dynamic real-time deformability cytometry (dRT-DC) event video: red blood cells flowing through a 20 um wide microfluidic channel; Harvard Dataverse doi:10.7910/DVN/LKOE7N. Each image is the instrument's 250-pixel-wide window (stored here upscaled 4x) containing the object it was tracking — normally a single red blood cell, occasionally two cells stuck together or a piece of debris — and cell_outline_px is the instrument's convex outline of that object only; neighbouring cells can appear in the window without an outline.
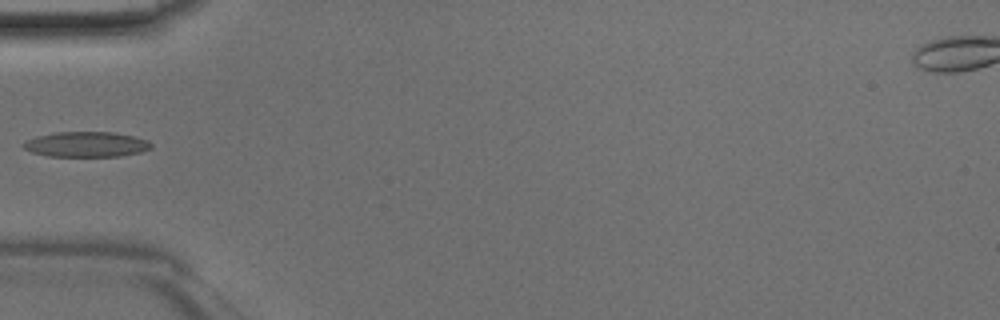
{"species": "Egyptian fruit bat (a non-hibernating species)", "species_latin": "Rousettus aegyptiacus", "temperature_condition": "room temperature", "stored_images_in_passage": 32, "camera_frame_rate_fps": 3000, "um_per_image_px": 0.085, "animal": {"sex": "male"}, "frame": {"image": 1, "passage_image": 1, "time_ms": 0.0, "image_size_px": [1000, 320], "cell_outline_px": [[152, 148], [140, 152], [120, 156], [48, 156], [32, 152], [24, 148], [20, 144], [24, 140], [36, 136], [56, 132], [112, 132], [136, 136], [148, 140], [152, 144]], "centroid_in_image_um": [7.32, 12.26], "position_along_channel_um": 77.7, "area_um2": 18.96}}
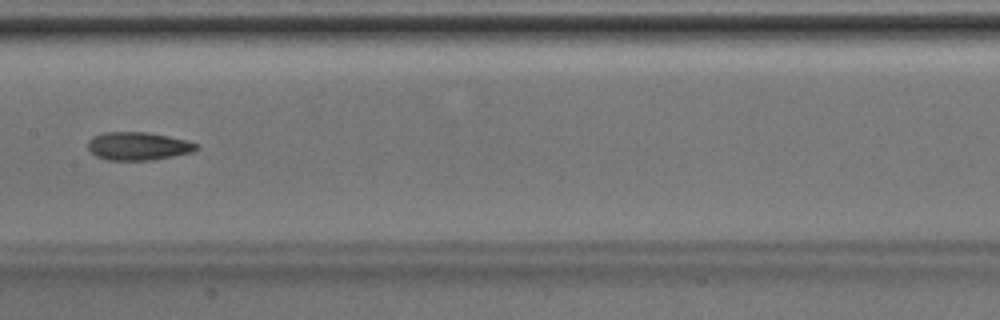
{"frame": {"image": 2, "passage_image": 9, "time_ms": 2.667, "image_size_px": [1000, 320], "cell_outline_px": [[200, 148], [192, 152], [152, 160], [108, 160], [96, 156], [88, 148], [88, 140], [92, 136], [104, 132], [148, 132], [168, 136], [200, 144]], "centroid_in_image_um": [11.74, 12.41], "position_along_channel_um": 195.7, "area_um2": 17.8}}
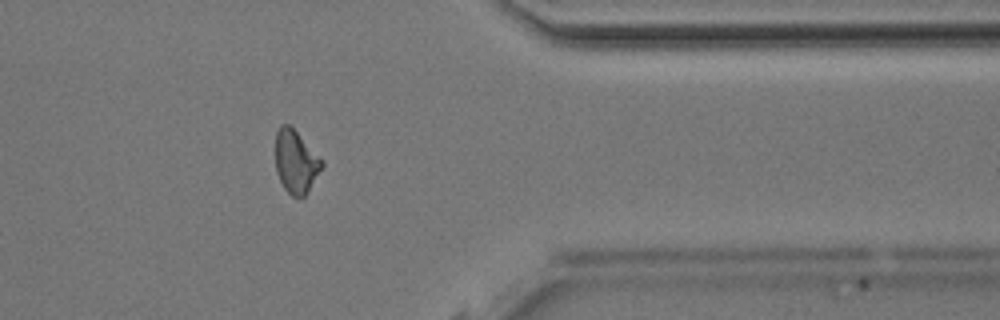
{"frame": {"image": 3, "passage_image": 23, "time_ms": 7.333, "image_size_px": [1000, 320], "cell_outline_px": [[324, 164], [304, 196], [300, 200], [292, 196], [284, 188], [276, 172], [276, 132], [280, 124], [288, 124], [324, 160]], "centroid_in_image_um": [25.14, 13.76], "position_along_channel_um": 386.3, "area_um2": 16.88}}